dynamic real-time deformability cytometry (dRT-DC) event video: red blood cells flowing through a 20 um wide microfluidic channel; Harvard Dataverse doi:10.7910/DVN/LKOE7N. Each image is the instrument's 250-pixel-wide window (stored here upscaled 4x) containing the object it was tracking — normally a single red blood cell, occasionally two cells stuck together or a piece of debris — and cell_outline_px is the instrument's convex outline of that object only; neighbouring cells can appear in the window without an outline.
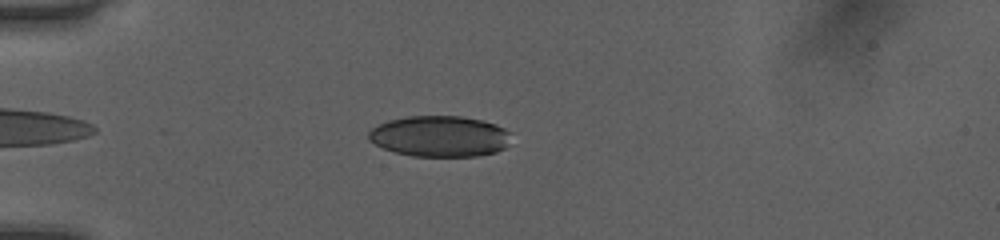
{"species": "human", "species_latin": "Homo sapiens", "temperature_condition": "room temperature", "stored_images_in_passage": 41, "camera_frame_rate_fps": 3000, "um_per_image_px": 0.085, "donor": {"sex": "female"}, "frame": {"image": 1, "passage_image": 5, "time_ms": 1.333, "image_size_px": [1000, 240], "cell_outline_px": [[508, 132], [504, 148], [496, 152], [476, 156], [412, 156], [396, 152], [384, 148], [368, 140], [368, 132], [372, 128], [388, 120], [408, 116], [460, 116], [480, 120], [496, 124], [504, 128]], "centroid_in_image_um": [37.33, 11.58], "position_along_channel_um": 47.7, "area_um2": 33.64}}
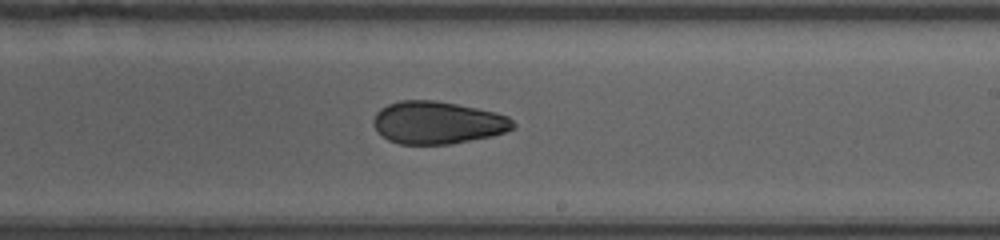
{"frame": {"image": 2, "passage_image": 22, "time_ms": 7.0, "image_size_px": [1000, 240], "cell_outline_px": [[516, 124], [512, 128], [504, 132], [492, 136], [452, 144], [400, 144], [388, 140], [372, 124], [372, 120], [376, 112], [380, 108], [388, 104], [400, 100], [436, 100], [496, 112], [508, 116]], "centroid_in_image_um": [37.18, 10.42], "position_along_channel_um": 251.8, "area_um2": 34.62}}
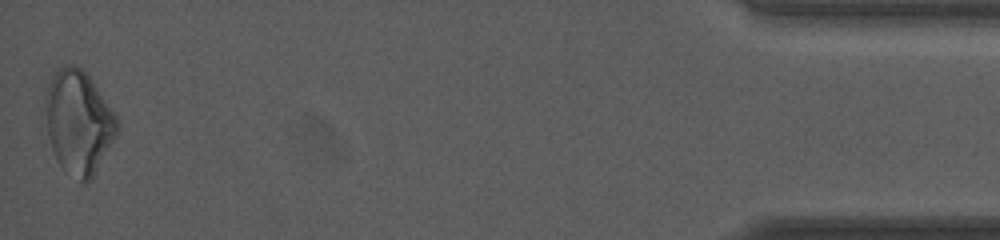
{"frame": {"image": 3, "passage_image": 41, "time_ms": 13.333, "image_size_px": [1000, 240], "cell_outline_px": [[116, 132], [112, 140], [88, 184], [84, 184], [60, 164], [56, 160], [52, 152], [48, 136], [44, 100], [44, 96], [48, 84], [52, 76], [64, 64], [72, 64], [80, 68], [92, 80], [116, 116]], "centroid_in_image_um": [6.62, 10.35], "position_along_channel_um": 428.6, "area_um2": 42.37}, "authors_computed_cell_mechanics": {"area_um2": 35.2002, "velocity_mm_per_s": 4.0863, "shape_relaxation_time_tau1_ms": 8.3903, "shape_relaxation_time_tau2_ms": 4.2931, "deformation_change_tau1": 0.1447, "deformation_change_tau2": 0.1062}}